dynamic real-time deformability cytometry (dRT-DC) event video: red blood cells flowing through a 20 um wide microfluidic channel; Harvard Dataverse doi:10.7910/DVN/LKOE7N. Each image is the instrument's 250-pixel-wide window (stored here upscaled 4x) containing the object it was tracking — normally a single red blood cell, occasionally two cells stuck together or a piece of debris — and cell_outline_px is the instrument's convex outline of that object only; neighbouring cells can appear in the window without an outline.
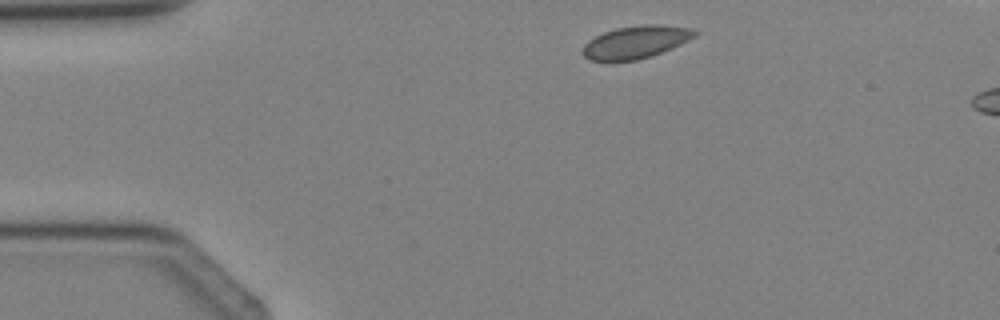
{"species": "Egyptian fruit bat (a non-hibernating species)", "species_latin": "Rousettus aegyptiacus", "temperature_condition": "cold", "stored_images_in_passage": 3, "segment_of_instrument_passage": [2, 2], "camera_frame_rate_fps": 3000, "um_per_image_px": 0.085, "animal": {"sex": "female"}, "frame": {"image": 1, "passage_image": 3, "time_ms": 3.333, "image_size_px": [1000, 320], "cell_outline_px": [[700, 32], [696, 36], [672, 48], [652, 56], [636, 60], [592, 60], [584, 56], [580, 52], [584, 44], [588, 40], [604, 32], [616, 28], [640, 24], [656, 24], [692, 28]], "centroid_in_image_um": [54.06, 3.56], "position_along_channel_um": 30.9, "area_um2": 21.33}}